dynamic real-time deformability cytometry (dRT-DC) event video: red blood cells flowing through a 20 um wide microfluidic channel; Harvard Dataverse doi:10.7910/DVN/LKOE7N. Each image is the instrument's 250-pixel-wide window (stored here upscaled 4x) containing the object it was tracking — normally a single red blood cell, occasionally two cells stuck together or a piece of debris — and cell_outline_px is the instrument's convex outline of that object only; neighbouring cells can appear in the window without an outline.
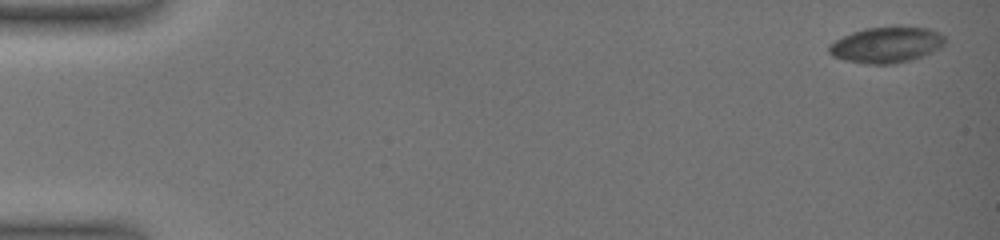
{"species": "common noctule bat (a hibernating species)", "species_latin": "Nyctalus noctula", "temperature_condition": "warm", "stored_images_in_passage": 22, "camera_frame_rate_fps": 3000, "um_per_image_px": 0.085, "animal": {"sex": "female", "body_mass_g": 19.0, "forearm_length_mm": 51.5}, "frame": {"image": 1, "passage_image": 1, "time_ms": 0.0, "image_size_px": [1000, 240], "cell_outline_px": [[944, 44], [940, 48], [912, 60], [892, 64], [868, 64], [844, 60], [832, 56], [828, 52], [828, 44], [852, 32], [864, 28], [900, 24], [928, 28], [944, 36]], "centroid_in_image_um": [75.33, 3.78], "position_along_channel_um": 9.7, "area_um2": 24.74}}
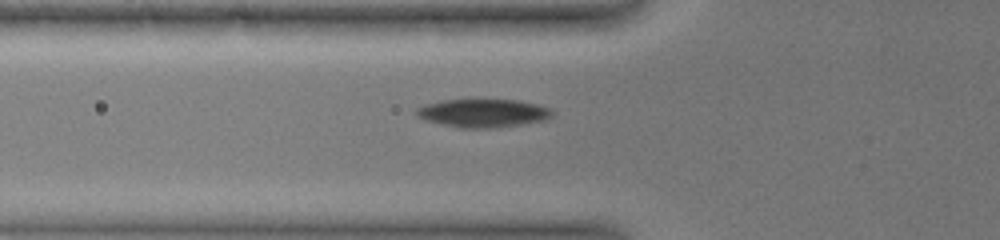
{"frame": {"image": 2, "passage_image": 16, "time_ms": 6.667, "image_size_px": [1000, 240], "cell_outline_px": [[556, 112], [548, 120], [492, 128], [460, 128], [440, 124], [424, 120], [416, 116], [416, 108], [424, 104], [444, 100], [516, 100], [536, 104], [552, 108]], "centroid_in_image_um": [41.07, 9.62], "position_along_channel_um": 84.7, "area_um2": 22.54}}
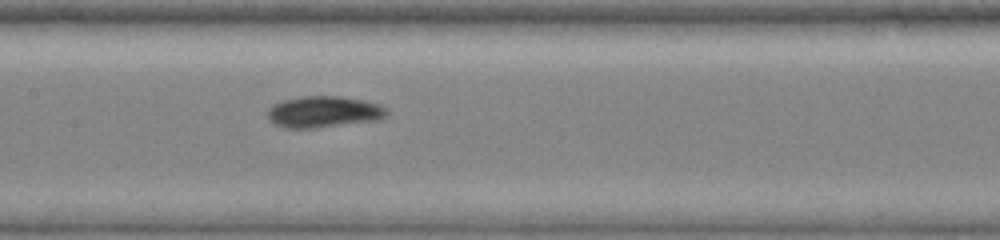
{"frame": {"image": 3, "passage_image": 22, "time_ms": 9.333, "image_size_px": [1000, 240], "cell_outline_px": [[388, 116], [380, 120], [316, 128], [284, 128], [268, 120], [268, 108], [272, 104], [284, 100], [300, 96], [340, 96], [364, 100], [380, 104], [388, 108]], "centroid_in_image_um": [27.55, 9.51], "position_along_channel_um": 179.8, "area_um2": 22.2}}